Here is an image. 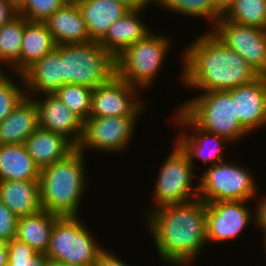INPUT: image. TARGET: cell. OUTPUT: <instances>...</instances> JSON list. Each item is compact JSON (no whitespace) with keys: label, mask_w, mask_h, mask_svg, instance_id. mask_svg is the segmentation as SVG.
Here are the masks:
<instances>
[{"label":"cell","mask_w":266,"mask_h":266,"mask_svg":"<svg viewBox=\"0 0 266 266\" xmlns=\"http://www.w3.org/2000/svg\"><path fill=\"white\" fill-rule=\"evenodd\" d=\"M145 213L158 254L166 264L190 265L206 245V203L199 198Z\"/></svg>","instance_id":"cell-1"},{"label":"cell","mask_w":266,"mask_h":266,"mask_svg":"<svg viewBox=\"0 0 266 266\" xmlns=\"http://www.w3.org/2000/svg\"><path fill=\"white\" fill-rule=\"evenodd\" d=\"M182 54L180 78L193 90L229 91L260 76L211 31L196 38Z\"/></svg>","instance_id":"cell-2"},{"label":"cell","mask_w":266,"mask_h":266,"mask_svg":"<svg viewBox=\"0 0 266 266\" xmlns=\"http://www.w3.org/2000/svg\"><path fill=\"white\" fill-rule=\"evenodd\" d=\"M84 157L77 148L68 157L40 169L42 210L58 216H78L88 184Z\"/></svg>","instance_id":"cell-3"},{"label":"cell","mask_w":266,"mask_h":266,"mask_svg":"<svg viewBox=\"0 0 266 266\" xmlns=\"http://www.w3.org/2000/svg\"><path fill=\"white\" fill-rule=\"evenodd\" d=\"M55 48L62 57V78L65 84L95 89L116 75L115 58L98 42L56 45Z\"/></svg>","instance_id":"cell-4"},{"label":"cell","mask_w":266,"mask_h":266,"mask_svg":"<svg viewBox=\"0 0 266 266\" xmlns=\"http://www.w3.org/2000/svg\"><path fill=\"white\" fill-rule=\"evenodd\" d=\"M201 93L179 106L199 128L225 137L230 144L250 134L235 115L230 91Z\"/></svg>","instance_id":"cell-5"},{"label":"cell","mask_w":266,"mask_h":266,"mask_svg":"<svg viewBox=\"0 0 266 266\" xmlns=\"http://www.w3.org/2000/svg\"><path fill=\"white\" fill-rule=\"evenodd\" d=\"M79 216H58L45 255L49 260L72 266H95L105 250L79 220Z\"/></svg>","instance_id":"cell-6"},{"label":"cell","mask_w":266,"mask_h":266,"mask_svg":"<svg viewBox=\"0 0 266 266\" xmlns=\"http://www.w3.org/2000/svg\"><path fill=\"white\" fill-rule=\"evenodd\" d=\"M153 33L126 48L115 59L116 75L140 91L154 83L170 49L168 37Z\"/></svg>","instance_id":"cell-7"},{"label":"cell","mask_w":266,"mask_h":266,"mask_svg":"<svg viewBox=\"0 0 266 266\" xmlns=\"http://www.w3.org/2000/svg\"><path fill=\"white\" fill-rule=\"evenodd\" d=\"M246 167L223 161L201 174L198 181V198L204 203L228 200L254 201L258 186Z\"/></svg>","instance_id":"cell-8"},{"label":"cell","mask_w":266,"mask_h":266,"mask_svg":"<svg viewBox=\"0 0 266 266\" xmlns=\"http://www.w3.org/2000/svg\"><path fill=\"white\" fill-rule=\"evenodd\" d=\"M166 157L157 175L152 193L156 204L154 208L196 200L198 198V182L194 187L196 174H194V167L187 155L175 143L174 148Z\"/></svg>","instance_id":"cell-9"},{"label":"cell","mask_w":266,"mask_h":266,"mask_svg":"<svg viewBox=\"0 0 266 266\" xmlns=\"http://www.w3.org/2000/svg\"><path fill=\"white\" fill-rule=\"evenodd\" d=\"M140 116L89 117L84 122L82 140L78 149L122 152L134 135L135 123ZM85 150V151H84Z\"/></svg>","instance_id":"cell-10"},{"label":"cell","mask_w":266,"mask_h":266,"mask_svg":"<svg viewBox=\"0 0 266 266\" xmlns=\"http://www.w3.org/2000/svg\"><path fill=\"white\" fill-rule=\"evenodd\" d=\"M210 30L259 75H266V30L220 18Z\"/></svg>","instance_id":"cell-11"},{"label":"cell","mask_w":266,"mask_h":266,"mask_svg":"<svg viewBox=\"0 0 266 266\" xmlns=\"http://www.w3.org/2000/svg\"><path fill=\"white\" fill-rule=\"evenodd\" d=\"M136 92L140 90L114 75L93 89L90 117L140 116L146 107Z\"/></svg>","instance_id":"cell-12"},{"label":"cell","mask_w":266,"mask_h":266,"mask_svg":"<svg viewBox=\"0 0 266 266\" xmlns=\"http://www.w3.org/2000/svg\"><path fill=\"white\" fill-rule=\"evenodd\" d=\"M247 203L244 200L206 203L207 243L230 241L246 230L252 218H255Z\"/></svg>","instance_id":"cell-13"},{"label":"cell","mask_w":266,"mask_h":266,"mask_svg":"<svg viewBox=\"0 0 266 266\" xmlns=\"http://www.w3.org/2000/svg\"><path fill=\"white\" fill-rule=\"evenodd\" d=\"M175 112L173 115H175V122L179 128L187 127L186 129L194 132L189 135L187 130L186 132L181 131L175 139V143L187 155L193 167L195 159H199L204 164L209 163L210 166L223 162L225 160V155L222 153L223 145L230 141L225 137L199 128L180 108H177Z\"/></svg>","instance_id":"cell-14"},{"label":"cell","mask_w":266,"mask_h":266,"mask_svg":"<svg viewBox=\"0 0 266 266\" xmlns=\"http://www.w3.org/2000/svg\"><path fill=\"white\" fill-rule=\"evenodd\" d=\"M43 95V99L39 96L33 98L39 111V127L66 137L78 147L82 140L84 121L54 93Z\"/></svg>","instance_id":"cell-15"},{"label":"cell","mask_w":266,"mask_h":266,"mask_svg":"<svg viewBox=\"0 0 266 266\" xmlns=\"http://www.w3.org/2000/svg\"><path fill=\"white\" fill-rule=\"evenodd\" d=\"M229 91L235 101V115L249 133L266 125V75Z\"/></svg>","instance_id":"cell-16"},{"label":"cell","mask_w":266,"mask_h":266,"mask_svg":"<svg viewBox=\"0 0 266 266\" xmlns=\"http://www.w3.org/2000/svg\"><path fill=\"white\" fill-rule=\"evenodd\" d=\"M21 76L27 97L34 98L37 93H55L65 85L62 78V57L60 53L56 48L53 49L29 66Z\"/></svg>","instance_id":"cell-17"},{"label":"cell","mask_w":266,"mask_h":266,"mask_svg":"<svg viewBox=\"0 0 266 266\" xmlns=\"http://www.w3.org/2000/svg\"><path fill=\"white\" fill-rule=\"evenodd\" d=\"M56 45L91 42L75 0H70L45 21Z\"/></svg>","instance_id":"cell-18"},{"label":"cell","mask_w":266,"mask_h":266,"mask_svg":"<svg viewBox=\"0 0 266 266\" xmlns=\"http://www.w3.org/2000/svg\"><path fill=\"white\" fill-rule=\"evenodd\" d=\"M143 11H127L109 27L105 36L98 42L99 45L116 59L126 48L145 38L152 31L139 20Z\"/></svg>","instance_id":"cell-19"},{"label":"cell","mask_w":266,"mask_h":266,"mask_svg":"<svg viewBox=\"0 0 266 266\" xmlns=\"http://www.w3.org/2000/svg\"><path fill=\"white\" fill-rule=\"evenodd\" d=\"M90 39L99 42L109 27L130 9L117 0H75Z\"/></svg>","instance_id":"cell-20"},{"label":"cell","mask_w":266,"mask_h":266,"mask_svg":"<svg viewBox=\"0 0 266 266\" xmlns=\"http://www.w3.org/2000/svg\"><path fill=\"white\" fill-rule=\"evenodd\" d=\"M24 146L40 169L68 157L77 149L66 137L41 127L26 139Z\"/></svg>","instance_id":"cell-21"},{"label":"cell","mask_w":266,"mask_h":266,"mask_svg":"<svg viewBox=\"0 0 266 266\" xmlns=\"http://www.w3.org/2000/svg\"><path fill=\"white\" fill-rule=\"evenodd\" d=\"M39 127V111L33 98L25 96L0 123V145L24 144Z\"/></svg>","instance_id":"cell-22"},{"label":"cell","mask_w":266,"mask_h":266,"mask_svg":"<svg viewBox=\"0 0 266 266\" xmlns=\"http://www.w3.org/2000/svg\"><path fill=\"white\" fill-rule=\"evenodd\" d=\"M0 201L17 217L41 211L39 181H0Z\"/></svg>","instance_id":"cell-23"},{"label":"cell","mask_w":266,"mask_h":266,"mask_svg":"<svg viewBox=\"0 0 266 266\" xmlns=\"http://www.w3.org/2000/svg\"><path fill=\"white\" fill-rule=\"evenodd\" d=\"M39 175L24 144L0 145V181H39Z\"/></svg>","instance_id":"cell-24"},{"label":"cell","mask_w":266,"mask_h":266,"mask_svg":"<svg viewBox=\"0 0 266 266\" xmlns=\"http://www.w3.org/2000/svg\"><path fill=\"white\" fill-rule=\"evenodd\" d=\"M57 217L58 215L45 210L18 217L15 238L26 243L36 252L45 254Z\"/></svg>","instance_id":"cell-25"},{"label":"cell","mask_w":266,"mask_h":266,"mask_svg":"<svg viewBox=\"0 0 266 266\" xmlns=\"http://www.w3.org/2000/svg\"><path fill=\"white\" fill-rule=\"evenodd\" d=\"M55 47L56 44L45 22L26 20L20 49V75Z\"/></svg>","instance_id":"cell-26"},{"label":"cell","mask_w":266,"mask_h":266,"mask_svg":"<svg viewBox=\"0 0 266 266\" xmlns=\"http://www.w3.org/2000/svg\"><path fill=\"white\" fill-rule=\"evenodd\" d=\"M26 20L18 14L0 28V62L14 74H20V49Z\"/></svg>","instance_id":"cell-27"},{"label":"cell","mask_w":266,"mask_h":266,"mask_svg":"<svg viewBox=\"0 0 266 266\" xmlns=\"http://www.w3.org/2000/svg\"><path fill=\"white\" fill-rule=\"evenodd\" d=\"M222 18L266 30V0H234Z\"/></svg>","instance_id":"cell-28"},{"label":"cell","mask_w":266,"mask_h":266,"mask_svg":"<svg viewBox=\"0 0 266 266\" xmlns=\"http://www.w3.org/2000/svg\"><path fill=\"white\" fill-rule=\"evenodd\" d=\"M155 5L191 18L204 17L213 25L222 18L212 0H155Z\"/></svg>","instance_id":"cell-29"},{"label":"cell","mask_w":266,"mask_h":266,"mask_svg":"<svg viewBox=\"0 0 266 266\" xmlns=\"http://www.w3.org/2000/svg\"><path fill=\"white\" fill-rule=\"evenodd\" d=\"M92 93L93 89L90 87L65 84L54 94L85 122L90 117Z\"/></svg>","instance_id":"cell-30"},{"label":"cell","mask_w":266,"mask_h":266,"mask_svg":"<svg viewBox=\"0 0 266 266\" xmlns=\"http://www.w3.org/2000/svg\"><path fill=\"white\" fill-rule=\"evenodd\" d=\"M49 258L16 238L8 241L7 266H49Z\"/></svg>","instance_id":"cell-31"},{"label":"cell","mask_w":266,"mask_h":266,"mask_svg":"<svg viewBox=\"0 0 266 266\" xmlns=\"http://www.w3.org/2000/svg\"><path fill=\"white\" fill-rule=\"evenodd\" d=\"M21 80L19 84L14 83L10 77L0 82V123L14 110L18 103L26 96L22 76L16 74Z\"/></svg>","instance_id":"cell-32"},{"label":"cell","mask_w":266,"mask_h":266,"mask_svg":"<svg viewBox=\"0 0 266 266\" xmlns=\"http://www.w3.org/2000/svg\"><path fill=\"white\" fill-rule=\"evenodd\" d=\"M70 0H25L18 14L32 22H45Z\"/></svg>","instance_id":"cell-33"},{"label":"cell","mask_w":266,"mask_h":266,"mask_svg":"<svg viewBox=\"0 0 266 266\" xmlns=\"http://www.w3.org/2000/svg\"><path fill=\"white\" fill-rule=\"evenodd\" d=\"M18 217L0 201V239L6 242L16 236Z\"/></svg>","instance_id":"cell-34"},{"label":"cell","mask_w":266,"mask_h":266,"mask_svg":"<svg viewBox=\"0 0 266 266\" xmlns=\"http://www.w3.org/2000/svg\"><path fill=\"white\" fill-rule=\"evenodd\" d=\"M95 266H128V264L106 249L100 254Z\"/></svg>","instance_id":"cell-35"},{"label":"cell","mask_w":266,"mask_h":266,"mask_svg":"<svg viewBox=\"0 0 266 266\" xmlns=\"http://www.w3.org/2000/svg\"><path fill=\"white\" fill-rule=\"evenodd\" d=\"M18 15L16 10L7 0H0V28Z\"/></svg>","instance_id":"cell-36"},{"label":"cell","mask_w":266,"mask_h":266,"mask_svg":"<svg viewBox=\"0 0 266 266\" xmlns=\"http://www.w3.org/2000/svg\"><path fill=\"white\" fill-rule=\"evenodd\" d=\"M256 208L254 213V223L258 226V229L266 230V198H261L260 201L256 202Z\"/></svg>","instance_id":"cell-37"},{"label":"cell","mask_w":266,"mask_h":266,"mask_svg":"<svg viewBox=\"0 0 266 266\" xmlns=\"http://www.w3.org/2000/svg\"><path fill=\"white\" fill-rule=\"evenodd\" d=\"M130 10H145L150 4L155 5V0H117Z\"/></svg>","instance_id":"cell-38"},{"label":"cell","mask_w":266,"mask_h":266,"mask_svg":"<svg viewBox=\"0 0 266 266\" xmlns=\"http://www.w3.org/2000/svg\"><path fill=\"white\" fill-rule=\"evenodd\" d=\"M8 264V242L0 239V266Z\"/></svg>","instance_id":"cell-39"},{"label":"cell","mask_w":266,"mask_h":266,"mask_svg":"<svg viewBox=\"0 0 266 266\" xmlns=\"http://www.w3.org/2000/svg\"><path fill=\"white\" fill-rule=\"evenodd\" d=\"M216 9L223 15L233 4L234 0H212Z\"/></svg>","instance_id":"cell-40"},{"label":"cell","mask_w":266,"mask_h":266,"mask_svg":"<svg viewBox=\"0 0 266 266\" xmlns=\"http://www.w3.org/2000/svg\"><path fill=\"white\" fill-rule=\"evenodd\" d=\"M16 10H19L25 3V0H7Z\"/></svg>","instance_id":"cell-41"},{"label":"cell","mask_w":266,"mask_h":266,"mask_svg":"<svg viewBox=\"0 0 266 266\" xmlns=\"http://www.w3.org/2000/svg\"><path fill=\"white\" fill-rule=\"evenodd\" d=\"M3 66L5 65L2 62H0V82L8 76V73L3 71L4 70V68H2Z\"/></svg>","instance_id":"cell-42"},{"label":"cell","mask_w":266,"mask_h":266,"mask_svg":"<svg viewBox=\"0 0 266 266\" xmlns=\"http://www.w3.org/2000/svg\"><path fill=\"white\" fill-rule=\"evenodd\" d=\"M49 266H72V265L61 263V262L54 261V260H50Z\"/></svg>","instance_id":"cell-43"},{"label":"cell","mask_w":266,"mask_h":266,"mask_svg":"<svg viewBox=\"0 0 266 266\" xmlns=\"http://www.w3.org/2000/svg\"><path fill=\"white\" fill-rule=\"evenodd\" d=\"M263 239H264V242H262L263 243V245H264V248L263 249H265V251H266V230H263Z\"/></svg>","instance_id":"cell-44"}]
</instances>
